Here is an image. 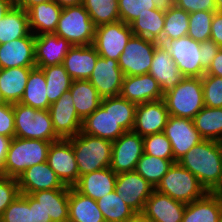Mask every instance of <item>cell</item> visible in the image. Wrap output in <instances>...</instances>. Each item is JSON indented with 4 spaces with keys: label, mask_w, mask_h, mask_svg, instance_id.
<instances>
[{
    "label": "cell",
    "mask_w": 222,
    "mask_h": 222,
    "mask_svg": "<svg viewBox=\"0 0 222 222\" xmlns=\"http://www.w3.org/2000/svg\"><path fill=\"white\" fill-rule=\"evenodd\" d=\"M178 163L195 175L207 192H215L222 183V142L203 140Z\"/></svg>",
    "instance_id": "obj_1"
},
{
    "label": "cell",
    "mask_w": 222,
    "mask_h": 222,
    "mask_svg": "<svg viewBox=\"0 0 222 222\" xmlns=\"http://www.w3.org/2000/svg\"><path fill=\"white\" fill-rule=\"evenodd\" d=\"M51 143L40 139L12 138L0 174L18 178L28 167L46 162Z\"/></svg>",
    "instance_id": "obj_2"
},
{
    "label": "cell",
    "mask_w": 222,
    "mask_h": 222,
    "mask_svg": "<svg viewBox=\"0 0 222 222\" xmlns=\"http://www.w3.org/2000/svg\"><path fill=\"white\" fill-rule=\"evenodd\" d=\"M68 140L72 143L79 176L110 166L112 141L82 132Z\"/></svg>",
    "instance_id": "obj_3"
},
{
    "label": "cell",
    "mask_w": 222,
    "mask_h": 222,
    "mask_svg": "<svg viewBox=\"0 0 222 222\" xmlns=\"http://www.w3.org/2000/svg\"><path fill=\"white\" fill-rule=\"evenodd\" d=\"M163 100L169 115L193 119L205 106L201 77H185Z\"/></svg>",
    "instance_id": "obj_4"
},
{
    "label": "cell",
    "mask_w": 222,
    "mask_h": 222,
    "mask_svg": "<svg viewBox=\"0 0 222 222\" xmlns=\"http://www.w3.org/2000/svg\"><path fill=\"white\" fill-rule=\"evenodd\" d=\"M15 137L55 142V134L48 110H37L20 102L13 103Z\"/></svg>",
    "instance_id": "obj_5"
},
{
    "label": "cell",
    "mask_w": 222,
    "mask_h": 222,
    "mask_svg": "<svg viewBox=\"0 0 222 222\" xmlns=\"http://www.w3.org/2000/svg\"><path fill=\"white\" fill-rule=\"evenodd\" d=\"M96 27L81 4L62 9L54 34L64 38L73 46L92 45Z\"/></svg>",
    "instance_id": "obj_6"
},
{
    "label": "cell",
    "mask_w": 222,
    "mask_h": 222,
    "mask_svg": "<svg viewBox=\"0 0 222 222\" xmlns=\"http://www.w3.org/2000/svg\"><path fill=\"white\" fill-rule=\"evenodd\" d=\"M155 190L184 204L200 199L207 193L198 178L178 162L170 166Z\"/></svg>",
    "instance_id": "obj_7"
},
{
    "label": "cell",
    "mask_w": 222,
    "mask_h": 222,
    "mask_svg": "<svg viewBox=\"0 0 222 222\" xmlns=\"http://www.w3.org/2000/svg\"><path fill=\"white\" fill-rule=\"evenodd\" d=\"M158 42L132 35L119 57L118 64L124 76L149 73Z\"/></svg>",
    "instance_id": "obj_8"
},
{
    "label": "cell",
    "mask_w": 222,
    "mask_h": 222,
    "mask_svg": "<svg viewBox=\"0 0 222 222\" xmlns=\"http://www.w3.org/2000/svg\"><path fill=\"white\" fill-rule=\"evenodd\" d=\"M170 54L185 77H202L206 70L201 66L200 42L189 36L160 43Z\"/></svg>",
    "instance_id": "obj_9"
},
{
    "label": "cell",
    "mask_w": 222,
    "mask_h": 222,
    "mask_svg": "<svg viewBox=\"0 0 222 222\" xmlns=\"http://www.w3.org/2000/svg\"><path fill=\"white\" fill-rule=\"evenodd\" d=\"M133 35L130 25L123 21L103 24L96 27L93 46L99 56L119 60L127 42Z\"/></svg>",
    "instance_id": "obj_10"
},
{
    "label": "cell",
    "mask_w": 222,
    "mask_h": 222,
    "mask_svg": "<svg viewBox=\"0 0 222 222\" xmlns=\"http://www.w3.org/2000/svg\"><path fill=\"white\" fill-rule=\"evenodd\" d=\"M143 153V137L133 131H126L112 142L109 168L116 174L135 171Z\"/></svg>",
    "instance_id": "obj_11"
},
{
    "label": "cell",
    "mask_w": 222,
    "mask_h": 222,
    "mask_svg": "<svg viewBox=\"0 0 222 222\" xmlns=\"http://www.w3.org/2000/svg\"><path fill=\"white\" fill-rule=\"evenodd\" d=\"M81 132L112 142L126 132L113 117V97L101 100L100 106L82 121Z\"/></svg>",
    "instance_id": "obj_12"
},
{
    "label": "cell",
    "mask_w": 222,
    "mask_h": 222,
    "mask_svg": "<svg viewBox=\"0 0 222 222\" xmlns=\"http://www.w3.org/2000/svg\"><path fill=\"white\" fill-rule=\"evenodd\" d=\"M163 133L171 143L174 162H178L204 139L196 130L193 120L170 115Z\"/></svg>",
    "instance_id": "obj_13"
},
{
    "label": "cell",
    "mask_w": 222,
    "mask_h": 222,
    "mask_svg": "<svg viewBox=\"0 0 222 222\" xmlns=\"http://www.w3.org/2000/svg\"><path fill=\"white\" fill-rule=\"evenodd\" d=\"M154 187L136 171L117 174L115 191L119 197L138 215L144 210L146 200Z\"/></svg>",
    "instance_id": "obj_14"
},
{
    "label": "cell",
    "mask_w": 222,
    "mask_h": 222,
    "mask_svg": "<svg viewBox=\"0 0 222 222\" xmlns=\"http://www.w3.org/2000/svg\"><path fill=\"white\" fill-rule=\"evenodd\" d=\"M47 163L65 186L73 187L78 182V166L72 143L68 139L51 143Z\"/></svg>",
    "instance_id": "obj_15"
},
{
    "label": "cell",
    "mask_w": 222,
    "mask_h": 222,
    "mask_svg": "<svg viewBox=\"0 0 222 222\" xmlns=\"http://www.w3.org/2000/svg\"><path fill=\"white\" fill-rule=\"evenodd\" d=\"M123 79L124 73L117 60L99 56L88 81L97 89L99 96L103 99L119 96Z\"/></svg>",
    "instance_id": "obj_16"
},
{
    "label": "cell",
    "mask_w": 222,
    "mask_h": 222,
    "mask_svg": "<svg viewBox=\"0 0 222 222\" xmlns=\"http://www.w3.org/2000/svg\"><path fill=\"white\" fill-rule=\"evenodd\" d=\"M55 134L69 139L81 132L82 120L78 117L70 91L65 92L48 109Z\"/></svg>",
    "instance_id": "obj_17"
},
{
    "label": "cell",
    "mask_w": 222,
    "mask_h": 222,
    "mask_svg": "<svg viewBox=\"0 0 222 222\" xmlns=\"http://www.w3.org/2000/svg\"><path fill=\"white\" fill-rule=\"evenodd\" d=\"M169 116L163 99L137 104L132 131L142 137L162 133Z\"/></svg>",
    "instance_id": "obj_18"
},
{
    "label": "cell",
    "mask_w": 222,
    "mask_h": 222,
    "mask_svg": "<svg viewBox=\"0 0 222 222\" xmlns=\"http://www.w3.org/2000/svg\"><path fill=\"white\" fill-rule=\"evenodd\" d=\"M186 204L154 189L141 217L149 222H182Z\"/></svg>",
    "instance_id": "obj_19"
},
{
    "label": "cell",
    "mask_w": 222,
    "mask_h": 222,
    "mask_svg": "<svg viewBox=\"0 0 222 222\" xmlns=\"http://www.w3.org/2000/svg\"><path fill=\"white\" fill-rule=\"evenodd\" d=\"M12 67H36L35 35L29 33L5 44H0V69Z\"/></svg>",
    "instance_id": "obj_20"
},
{
    "label": "cell",
    "mask_w": 222,
    "mask_h": 222,
    "mask_svg": "<svg viewBox=\"0 0 222 222\" xmlns=\"http://www.w3.org/2000/svg\"><path fill=\"white\" fill-rule=\"evenodd\" d=\"M120 96L135 104L163 99L160 85L149 73L124 76Z\"/></svg>",
    "instance_id": "obj_21"
},
{
    "label": "cell",
    "mask_w": 222,
    "mask_h": 222,
    "mask_svg": "<svg viewBox=\"0 0 222 222\" xmlns=\"http://www.w3.org/2000/svg\"><path fill=\"white\" fill-rule=\"evenodd\" d=\"M20 194L63 189L65 185L46 162L28 167L18 178Z\"/></svg>",
    "instance_id": "obj_22"
},
{
    "label": "cell",
    "mask_w": 222,
    "mask_h": 222,
    "mask_svg": "<svg viewBox=\"0 0 222 222\" xmlns=\"http://www.w3.org/2000/svg\"><path fill=\"white\" fill-rule=\"evenodd\" d=\"M73 45L54 33L35 36L36 67L62 64L64 57Z\"/></svg>",
    "instance_id": "obj_23"
},
{
    "label": "cell",
    "mask_w": 222,
    "mask_h": 222,
    "mask_svg": "<svg viewBox=\"0 0 222 222\" xmlns=\"http://www.w3.org/2000/svg\"><path fill=\"white\" fill-rule=\"evenodd\" d=\"M98 57L93 45H74L67 52L62 65L73 80H88Z\"/></svg>",
    "instance_id": "obj_24"
},
{
    "label": "cell",
    "mask_w": 222,
    "mask_h": 222,
    "mask_svg": "<svg viewBox=\"0 0 222 222\" xmlns=\"http://www.w3.org/2000/svg\"><path fill=\"white\" fill-rule=\"evenodd\" d=\"M149 74L156 79L163 94L172 90L185 78L161 44L155 48Z\"/></svg>",
    "instance_id": "obj_25"
},
{
    "label": "cell",
    "mask_w": 222,
    "mask_h": 222,
    "mask_svg": "<svg viewBox=\"0 0 222 222\" xmlns=\"http://www.w3.org/2000/svg\"><path fill=\"white\" fill-rule=\"evenodd\" d=\"M117 174L109 167L79 177L73 186L79 193L98 200L115 190Z\"/></svg>",
    "instance_id": "obj_26"
},
{
    "label": "cell",
    "mask_w": 222,
    "mask_h": 222,
    "mask_svg": "<svg viewBox=\"0 0 222 222\" xmlns=\"http://www.w3.org/2000/svg\"><path fill=\"white\" fill-rule=\"evenodd\" d=\"M62 9L54 0L31 6L27 10L30 32L35 36L54 33Z\"/></svg>",
    "instance_id": "obj_27"
},
{
    "label": "cell",
    "mask_w": 222,
    "mask_h": 222,
    "mask_svg": "<svg viewBox=\"0 0 222 222\" xmlns=\"http://www.w3.org/2000/svg\"><path fill=\"white\" fill-rule=\"evenodd\" d=\"M221 211V197L207 192L202 198L186 204L182 222H219Z\"/></svg>",
    "instance_id": "obj_28"
},
{
    "label": "cell",
    "mask_w": 222,
    "mask_h": 222,
    "mask_svg": "<svg viewBox=\"0 0 222 222\" xmlns=\"http://www.w3.org/2000/svg\"><path fill=\"white\" fill-rule=\"evenodd\" d=\"M45 209L52 222H68L69 219V186L63 189H52L30 194Z\"/></svg>",
    "instance_id": "obj_29"
},
{
    "label": "cell",
    "mask_w": 222,
    "mask_h": 222,
    "mask_svg": "<svg viewBox=\"0 0 222 222\" xmlns=\"http://www.w3.org/2000/svg\"><path fill=\"white\" fill-rule=\"evenodd\" d=\"M32 68L34 67L0 69V91L7 103L20 102Z\"/></svg>",
    "instance_id": "obj_30"
},
{
    "label": "cell",
    "mask_w": 222,
    "mask_h": 222,
    "mask_svg": "<svg viewBox=\"0 0 222 222\" xmlns=\"http://www.w3.org/2000/svg\"><path fill=\"white\" fill-rule=\"evenodd\" d=\"M68 222H105L97 201L69 187Z\"/></svg>",
    "instance_id": "obj_31"
},
{
    "label": "cell",
    "mask_w": 222,
    "mask_h": 222,
    "mask_svg": "<svg viewBox=\"0 0 222 222\" xmlns=\"http://www.w3.org/2000/svg\"><path fill=\"white\" fill-rule=\"evenodd\" d=\"M69 91L76 113L82 121L100 106L102 98L88 80H73Z\"/></svg>",
    "instance_id": "obj_32"
},
{
    "label": "cell",
    "mask_w": 222,
    "mask_h": 222,
    "mask_svg": "<svg viewBox=\"0 0 222 222\" xmlns=\"http://www.w3.org/2000/svg\"><path fill=\"white\" fill-rule=\"evenodd\" d=\"M30 33L28 14L14 5L0 20V44L26 37Z\"/></svg>",
    "instance_id": "obj_33"
},
{
    "label": "cell",
    "mask_w": 222,
    "mask_h": 222,
    "mask_svg": "<svg viewBox=\"0 0 222 222\" xmlns=\"http://www.w3.org/2000/svg\"><path fill=\"white\" fill-rule=\"evenodd\" d=\"M20 103L37 110L49 109L51 104L47 98L45 74L41 68L31 69Z\"/></svg>",
    "instance_id": "obj_34"
},
{
    "label": "cell",
    "mask_w": 222,
    "mask_h": 222,
    "mask_svg": "<svg viewBox=\"0 0 222 222\" xmlns=\"http://www.w3.org/2000/svg\"><path fill=\"white\" fill-rule=\"evenodd\" d=\"M165 12L150 9V13L139 15L131 24L133 35L141 36L158 42H162V29L165 22Z\"/></svg>",
    "instance_id": "obj_35"
},
{
    "label": "cell",
    "mask_w": 222,
    "mask_h": 222,
    "mask_svg": "<svg viewBox=\"0 0 222 222\" xmlns=\"http://www.w3.org/2000/svg\"><path fill=\"white\" fill-rule=\"evenodd\" d=\"M97 204L105 222H130L138 216L115 190L98 199Z\"/></svg>",
    "instance_id": "obj_36"
},
{
    "label": "cell",
    "mask_w": 222,
    "mask_h": 222,
    "mask_svg": "<svg viewBox=\"0 0 222 222\" xmlns=\"http://www.w3.org/2000/svg\"><path fill=\"white\" fill-rule=\"evenodd\" d=\"M192 120L204 140L222 142V108L204 106Z\"/></svg>",
    "instance_id": "obj_37"
},
{
    "label": "cell",
    "mask_w": 222,
    "mask_h": 222,
    "mask_svg": "<svg viewBox=\"0 0 222 222\" xmlns=\"http://www.w3.org/2000/svg\"><path fill=\"white\" fill-rule=\"evenodd\" d=\"M45 74L47 98L55 103L65 92L69 91L73 79L62 64L41 68Z\"/></svg>",
    "instance_id": "obj_38"
},
{
    "label": "cell",
    "mask_w": 222,
    "mask_h": 222,
    "mask_svg": "<svg viewBox=\"0 0 222 222\" xmlns=\"http://www.w3.org/2000/svg\"><path fill=\"white\" fill-rule=\"evenodd\" d=\"M173 163L174 159H163L143 153L135 171L156 188Z\"/></svg>",
    "instance_id": "obj_39"
},
{
    "label": "cell",
    "mask_w": 222,
    "mask_h": 222,
    "mask_svg": "<svg viewBox=\"0 0 222 222\" xmlns=\"http://www.w3.org/2000/svg\"><path fill=\"white\" fill-rule=\"evenodd\" d=\"M83 6L96 26L120 21L118 0H84Z\"/></svg>",
    "instance_id": "obj_40"
},
{
    "label": "cell",
    "mask_w": 222,
    "mask_h": 222,
    "mask_svg": "<svg viewBox=\"0 0 222 222\" xmlns=\"http://www.w3.org/2000/svg\"><path fill=\"white\" fill-rule=\"evenodd\" d=\"M162 29V42L187 36L189 29V13L176 5L165 12Z\"/></svg>",
    "instance_id": "obj_41"
},
{
    "label": "cell",
    "mask_w": 222,
    "mask_h": 222,
    "mask_svg": "<svg viewBox=\"0 0 222 222\" xmlns=\"http://www.w3.org/2000/svg\"><path fill=\"white\" fill-rule=\"evenodd\" d=\"M214 12L216 11H196L189 13L187 36L198 42L210 40Z\"/></svg>",
    "instance_id": "obj_42"
},
{
    "label": "cell",
    "mask_w": 222,
    "mask_h": 222,
    "mask_svg": "<svg viewBox=\"0 0 222 222\" xmlns=\"http://www.w3.org/2000/svg\"><path fill=\"white\" fill-rule=\"evenodd\" d=\"M120 20L130 25L139 15L156 9L152 0H118Z\"/></svg>",
    "instance_id": "obj_43"
},
{
    "label": "cell",
    "mask_w": 222,
    "mask_h": 222,
    "mask_svg": "<svg viewBox=\"0 0 222 222\" xmlns=\"http://www.w3.org/2000/svg\"><path fill=\"white\" fill-rule=\"evenodd\" d=\"M137 104L122 98L120 95L113 97V117L125 130L132 131L135 122Z\"/></svg>",
    "instance_id": "obj_44"
},
{
    "label": "cell",
    "mask_w": 222,
    "mask_h": 222,
    "mask_svg": "<svg viewBox=\"0 0 222 222\" xmlns=\"http://www.w3.org/2000/svg\"><path fill=\"white\" fill-rule=\"evenodd\" d=\"M143 146L145 154L163 159H173L171 143L163 132L144 136Z\"/></svg>",
    "instance_id": "obj_45"
},
{
    "label": "cell",
    "mask_w": 222,
    "mask_h": 222,
    "mask_svg": "<svg viewBox=\"0 0 222 222\" xmlns=\"http://www.w3.org/2000/svg\"><path fill=\"white\" fill-rule=\"evenodd\" d=\"M201 81L205 106L222 108V77L204 74Z\"/></svg>",
    "instance_id": "obj_46"
},
{
    "label": "cell",
    "mask_w": 222,
    "mask_h": 222,
    "mask_svg": "<svg viewBox=\"0 0 222 222\" xmlns=\"http://www.w3.org/2000/svg\"><path fill=\"white\" fill-rule=\"evenodd\" d=\"M0 222H29V202L22 194L5 209Z\"/></svg>",
    "instance_id": "obj_47"
},
{
    "label": "cell",
    "mask_w": 222,
    "mask_h": 222,
    "mask_svg": "<svg viewBox=\"0 0 222 222\" xmlns=\"http://www.w3.org/2000/svg\"><path fill=\"white\" fill-rule=\"evenodd\" d=\"M20 195L17 178L0 174V217L5 209Z\"/></svg>",
    "instance_id": "obj_48"
},
{
    "label": "cell",
    "mask_w": 222,
    "mask_h": 222,
    "mask_svg": "<svg viewBox=\"0 0 222 222\" xmlns=\"http://www.w3.org/2000/svg\"><path fill=\"white\" fill-rule=\"evenodd\" d=\"M0 135L15 137V119L12 103L0 106Z\"/></svg>",
    "instance_id": "obj_49"
},
{
    "label": "cell",
    "mask_w": 222,
    "mask_h": 222,
    "mask_svg": "<svg viewBox=\"0 0 222 222\" xmlns=\"http://www.w3.org/2000/svg\"><path fill=\"white\" fill-rule=\"evenodd\" d=\"M175 5L188 13L196 11H217L215 0H175Z\"/></svg>",
    "instance_id": "obj_50"
},
{
    "label": "cell",
    "mask_w": 222,
    "mask_h": 222,
    "mask_svg": "<svg viewBox=\"0 0 222 222\" xmlns=\"http://www.w3.org/2000/svg\"><path fill=\"white\" fill-rule=\"evenodd\" d=\"M29 202V222H52L45 209L30 194H22Z\"/></svg>",
    "instance_id": "obj_51"
},
{
    "label": "cell",
    "mask_w": 222,
    "mask_h": 222,
    "mask_svg": "<svg viewBox=\"0 0 222 222\" xmlns=\"http://www.w3.org/2000/svg\"><path fill=\"white\" fill-rule=\"evenodd\" d=\"M220 47L212 40H207L200 42V49L201 50V66L207 70L211 65L212 60L218 53Z\"/></svg>",
    "instance_id": "obj_52"
},
{
    "label": "cell",
    "mask_w": 222,
    "mask_h": 222,
    "mask_svg": "<svg viewBox=\"0 0 222 222\" xmlns=\"http://www.w3.org/2000/svg\"><path fill=\"white\" fill-rule=\"evenodd\" d=\"M210 40L214 41L220 48H222V13L214 12L211 24Z\"/></svg>",
    "instance_id": "obj_53"
},
{
    "label": "cell",
    "mask_w": 222,
    "mask_h": 222,
    "mask_svg": "<svg viewBox=\"0 0 222 222\" xmlns=\"http://www.w3.org/2000/svg\"><path fill=\"white\" fill-rule=\"evenodd\" d=\"M205 74L222 77V48L219 49Z\"/></svg>",
    "instance_id": "obj_54"
},
{
    "label": "cell",
    "mask_w": 222,
    "mask_h": 222,
    "mask_svg": "<svg viewBox=\"0 0 222 222\" xmlns=\"http://www.w3.org/2000/svg\"><path fill=\"white\" fill-rule=\"evenodd\" d=\"M11 137L0 135V171L4 168Z\"/></svg>",
    "instance_id": "obj_55"
},
{
    "label": "cell",
    "mask_w": 222,
    "mask_h": 222,
    "mask_svg": "<svg viewBox=\"0 0 222 222\" xmlns=\"http://www.w3.org/2000/svg\"><path fill=\"white\" fill-rule=\"evenodd\" d=\"M52 0H15V5L27 11L31 6Z\"/></svg>",
    "instance_id": "obj_56"
},
{
    "label": "cell",
    "mask_w": 222,
    "mask_h": 222,
    "mask_svg": "<svg viewBox=\"0 0 222 222\" xmlns=\"http://www.w3.org/2000/svg\"><path fill=\"white\" fill-rule=\"evenodd\" d=\"M157 10L166 12L172 6H175V0H152Z\"/></svg>",
    "instance_id": "obj_57"
},
{
    "label": "cell",
    "mask_w": 222,
    "mask_h": 222,
    "mask_svg": "<svg viewBox=\"0 0 222 222\" xmlns=\"http://www.w3.org/2000/svg\"><path fill=\"white\" fill-rule=\"evenodd\" d=\"M15 5V0H0V20Z\"/></svg>",
    "instance_id": "obj_58"
},
{
    "label": "cell",
    "mask_w": 222,
    "mask_h": 222,
    "mask_svg": "<svg viewBox=\"0 0 222 222\" xmlns=\"http://www.w3.org/2000/svg\"><path fill=\"white\" fill-rule=\"evenodd\" d=\"M54 1L62 8L75 6V5H81L84 2V0H54Z\"/></svg>",
    "instance_id": "obj_59"
},
{
    "label": "cell",
    "mask_w": 222,
    "mask_h": 222,
    "mask_svg": "<svg viewBox=\"0 0 222 222\" xmlns=\"http://www.w3.org/2000/svg\"><path fill=\"white\" fill-rule=\"evenodd\" d=\"M217 12L222 13V0H215Z\"/></svg>",
    "instance_id": "obj_60"
},
{
    "label": "cell",
    "mask_w": 222,
    "mask_h": 222,
    "mask_svg": "<svg viewBox=\"0 0 222 222\" xmlns=\"http://www.w3.org/2000/svg\"><path fill=\"white\" fill-rule=\"evenodd\" d=\"M130 222H149V221L144 220L141 216H137L134 220Z\"/></svg>",
    "instance_id": "obj_61"
},
{
    "label": "cell",
    "mask_w": 222,
    "mask_h": 222,
    "mask_svg": "<svg viewBox=\"0 0 222 222\" xmlns=\"http://www.w3.org/2000/svg\"><path fill=\"white\" fill-rule=\"evenodd\" d=\"M215 193H216L218 196H220L221 199H222V183H221V185L219 186V188L215 191Z\"/></svg>",
    "instance_id": "obj_62"
},
{
    "label": "cell",
    "mask_w": 222,
    "mask_h": 222,
    "mask_svg": "<svg viewBox=\"0 0 222 222\" xmlns=\"http://www.w3.org/2000/svg\"><path fill=\"white\" fill-rule=\"evenodd\" d=\"M4 104H7V102L5 101V99L3 98L2 96V93L0 91V106L4 105Z\"/></svg>",
    "instance_id": "obj_63"
},
{
    "label": "cell",
    "mask_w": 222,
    "mask_h": 222,
    "mask_svg": "<svg viewBox=\"0 0 222 222\" xmlns=\"http://www.w3.org/2000/svg\"><path fill=\"white\" fill-rule=\"evenodd\" d=\"M219 222H222V211H221V216H220V221Z\"/></svg>",
    "instance_id": "obj_64"
}]
</instances>
